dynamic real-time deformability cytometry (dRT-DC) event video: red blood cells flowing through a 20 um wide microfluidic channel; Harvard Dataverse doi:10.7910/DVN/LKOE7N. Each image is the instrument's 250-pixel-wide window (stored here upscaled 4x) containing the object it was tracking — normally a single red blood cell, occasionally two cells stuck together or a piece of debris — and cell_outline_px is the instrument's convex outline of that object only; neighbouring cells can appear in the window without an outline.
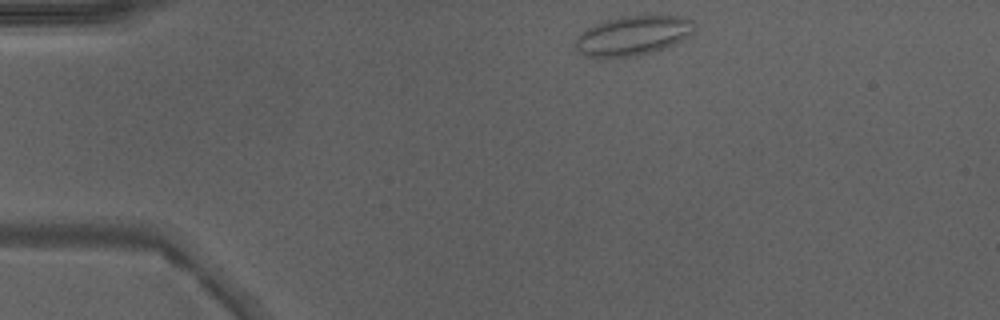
{"species": "Egyptian fruit bat (a non-hibernating species)", "species_latin": "Rousettus aegyptiacus", "temperature_condition": "warm", "stored_images_in_passage": 40, "camera_frame_rate_fps": 3000, "um_per_image_px": 0.085, "animal": {"sex": "male"}, "frame": {"image": 1, "passage_image": 1, "time_ms": 0.0, "image_size_px": [1000, 320], "cell_outline_px": [[696, 24], [692, 32], [688, 36], [676, 44], [652, 52], [636, 56], [612, 60], [596, 60], [584, 56], [576, 48], [576, 36], [580, 32], [592, 24], [620, 16], [680, 16], [692, 20]], "centroid_in_image_um": [53.72, 3.07], "position_along_channel_um": 31.3, "area_um2": 28.26}}
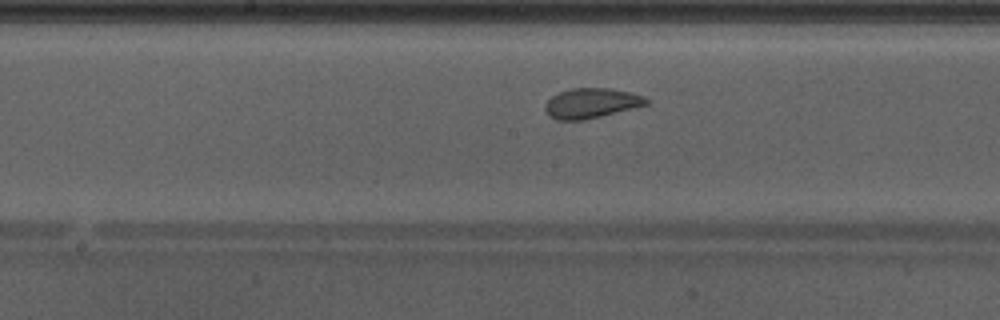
{"frame": {"image": 2, "passage_image": 17, "time_ms": 5.333, "image_size_px": [1000, 320], "cell_outline_px": [[648, 104], [584, 120], [556, 120], [548, 116], [544, 108], [544, 104], [552, 96], [560, 92], [572, 88], [608, 88], [628, 92], [644, 96], [648, 100]], "centroid_in_image_um": [50.21, 8.77], "position_along_channel_um": 198.0, "area_um2": 17.51}}
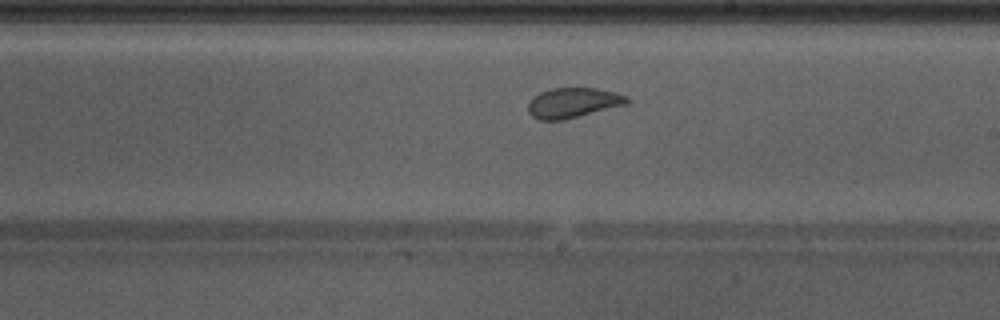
{"frame": {"image": 3, "passage_image": 20, "time_ms": 6.333, "image_size_px": [1000, 320], "cell_outline_px": [[628, 104], [564, 120], [540, 120], [532, 116], [528, 112], [528, 100], [532, 96], [540, 92], [552, 88], [596, 88], [616, 92], [628, 96]], "centroid_in_image_um": [48.69, 8.73], "position_along_channel_um": 240.3, "area_um2": 17.51}, "authors_computed_cell_mechanics": {"area_um2": 18.8717, "velocity_mm_per_s": 4.2583, "shape_relaxation_time_tau1_ms": 3.3156, "shape_relaxation_time_tau2_ms": 0.9144, "deformation_change_tau1": 0.0833, "deformation_change_tau2": 0.0549}}